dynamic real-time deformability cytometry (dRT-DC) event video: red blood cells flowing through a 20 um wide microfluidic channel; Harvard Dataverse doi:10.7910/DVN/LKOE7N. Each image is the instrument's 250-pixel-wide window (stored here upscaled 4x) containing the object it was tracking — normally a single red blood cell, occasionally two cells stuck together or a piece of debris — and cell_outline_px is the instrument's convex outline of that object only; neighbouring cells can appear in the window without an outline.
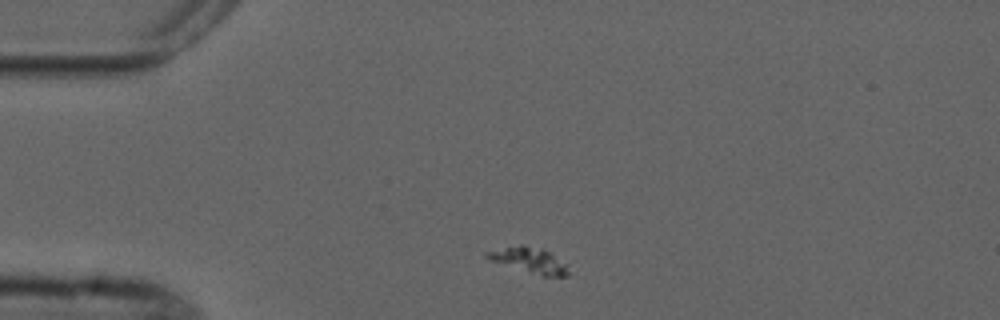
{"species": "common noctule bat (a hibernating species)", "species_latin": "Nyctalus noctula", "temperature_condition": "cold", "stored_images_in_passage": 3, "camera_frame_rate_fps": 3000, "um_per_image_px": 0.085, "animal": {"sex": "male", "forearm_length_mm": 52.5}, "frame": {"image": 1, "passage_image": 1, "time_ms": 0.0, "image_size_px": [1000, 320], "cell_outline_px": [[572, 272], [568, 276], [544, 276], [488, 260], [484, 256], [484, 252], [520, 244], [524, 244], [544, 248], [568, 264]], "centroid_in_image_um": [45.06, 22.11], "position_along_channel_um": 39.9, "area_um2": 12.43}}
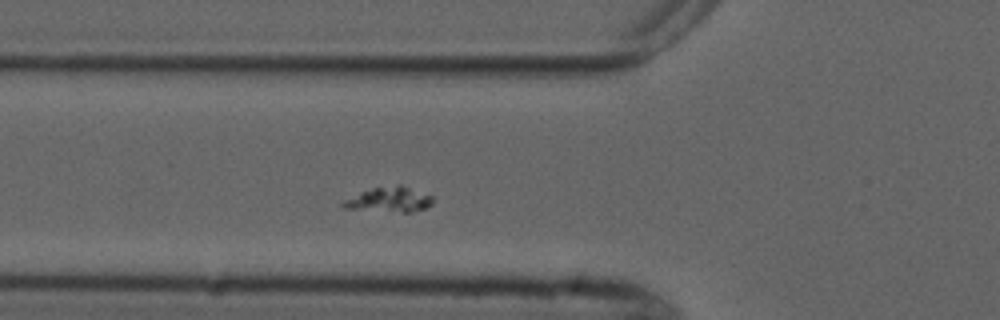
{"frame": {"image": 2, "passage_image": 3, "time_ms": 2.333, "image_size_px": [1000, 320], "cell_outline_px": [[432, 204], [424, 208], [408, 212], [404, 212], [344, 208], [340, 204], [344, 200], [360, 192], [372, 188], [400, 184], [432, 196]], "centroid_in_image_um": [33.07, 16.95], "position_along_channel_um": 92.7, "area_um2": 12.77}}